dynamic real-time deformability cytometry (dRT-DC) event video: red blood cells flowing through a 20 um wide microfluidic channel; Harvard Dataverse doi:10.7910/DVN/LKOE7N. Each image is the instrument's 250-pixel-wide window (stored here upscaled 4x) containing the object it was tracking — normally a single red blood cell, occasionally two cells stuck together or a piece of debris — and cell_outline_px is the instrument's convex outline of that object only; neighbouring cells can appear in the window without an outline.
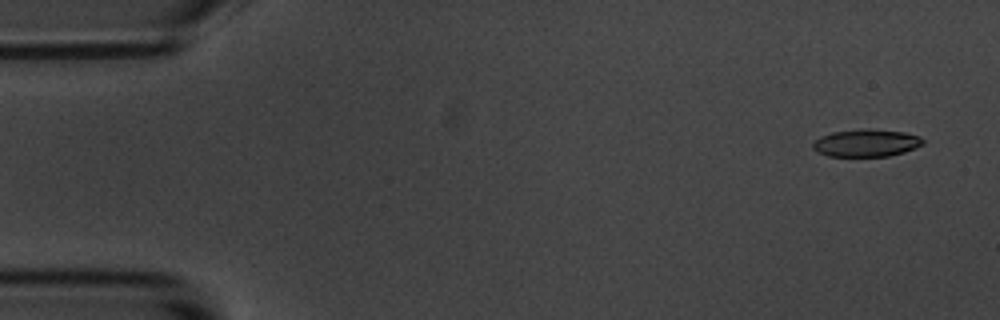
{"species": "common noctule bat (a hibernating species)", "species_latin": "Nyctalus noctula", "temperature_condition": "room temperature", "stored_images_in_passage": 6, "camera_frame_rate_fps": 3000, "um_per_image_px": 0.085, "animal": {"sex": "male", "body_mass_g": 20.1, "forearm_length_mm": 53.5}, "frame": {"image": 1, "passage_image": 1, "time_ms": 0.0, "image_size_px": [1000, 320], "cell_outline_px": [[924, 144], [916, 148], [904, 152], [888, 156], [828, 156], [812, 148], [812, 144], [820, 136], [832, 132], [868, 128], [904, 132], [920, 136], [924, 140]], "centroid_in_image_um": [73.66, 12.14], "position_along_channel_um": 11.3, "area_um2": 17.63}}
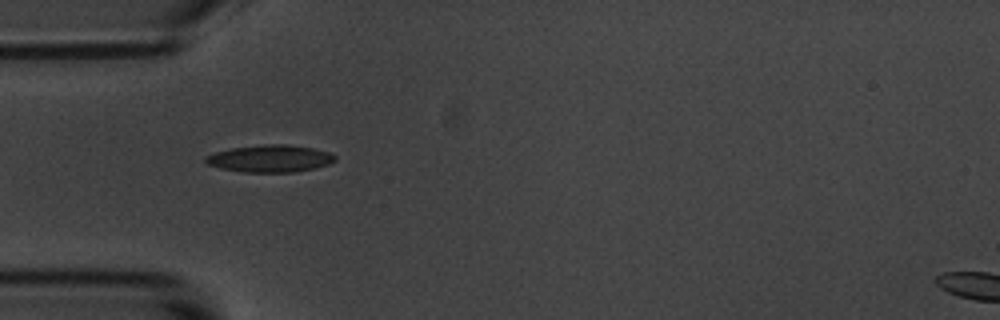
{"frame": {"image": 2, "passage_image": 5, "time_ms": 4.667, "image_size_px": [1000, 320], "cell_outline_px": [[336, 160], [328, 164], [312, 168], [292, 172], [244, 172], [220, 168], [208, 164], [204, 160], [204, 156], [216, 152], [232, 148], [264, 144], [284, 144], [312, 148], [328, 152], [336, 156]], "centroid_in_image_um": [22.93, 13.47], "position_along_channel_um": 62.1, "area_um2": 20.29}}
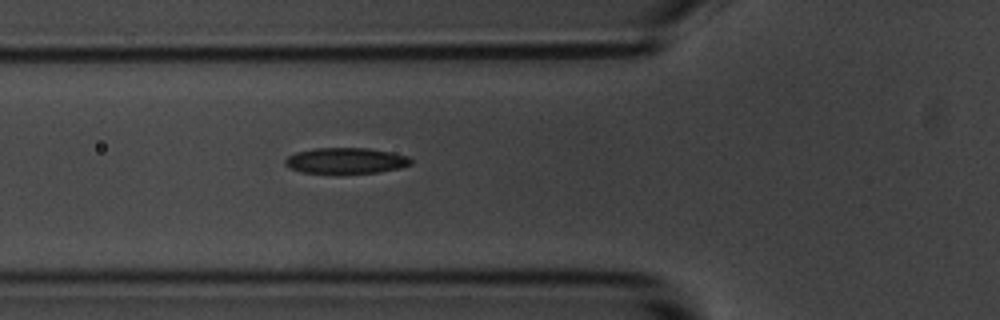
{"frame": {"image": 3, "passage_image": 6, "time_ms": 5.667, "image_size_px": [1000, 320], "cell_outline_px": [[412, 164], [400, 168], [380, 172], [340, 176], [304, 172], [292, 168], [284, 164], [284, 160], [288, 156], [296, 152], [312, 148], [368, 148], [408, 156], [412, 160]], "centroid_in_image_um": [29.39, 13.7], "position_along_channel_um": 96.4, "area_um2": 19.65}}